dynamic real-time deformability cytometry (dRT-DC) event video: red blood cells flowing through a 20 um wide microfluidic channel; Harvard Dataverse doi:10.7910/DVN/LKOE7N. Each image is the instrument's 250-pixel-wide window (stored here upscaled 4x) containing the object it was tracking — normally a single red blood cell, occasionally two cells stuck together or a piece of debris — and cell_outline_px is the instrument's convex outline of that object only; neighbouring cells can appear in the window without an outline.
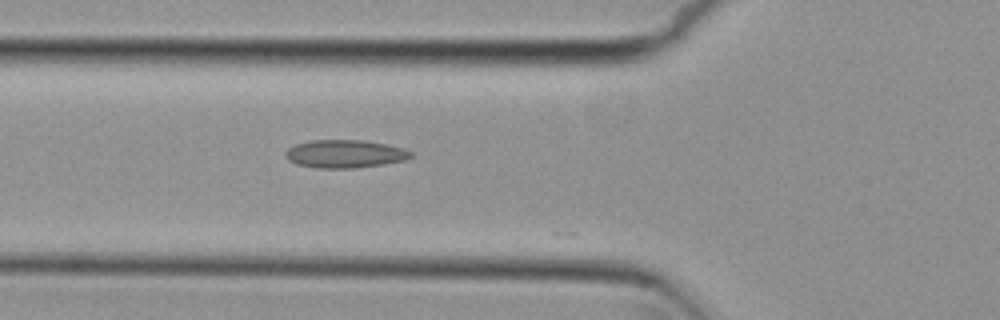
{"species": "common noctule bat (a hibernating species)", "species_latin": "Nyctalus noctula", "temperature_condition": "cold", "stored_images_in_passage": 51, "camera_frame_rate_fps": 3000, "um_per_image_px": 0.085, "animal": {"sex": "female", "body_mass_g": 29.2, "forearm_length_mm": 56.3}, "frame": {"image": 1, "passage_image": 20, "time_ms": 6.333, "image_size_px": [1000, 320], "cell_outline_px": [[412, 156], [404, 160], [384, 164], [356, 168], [320, 168], [296, 164], [288, 160], [284, 156], [284, 152], [288, 148], [296, 144], [308, 140], [364, 140], [404, 148], [412, 152]], "centroid_in_image_um": [29.28, 13.07], "position_along_channel_um": 96.5, "area_um2": 20.52}}
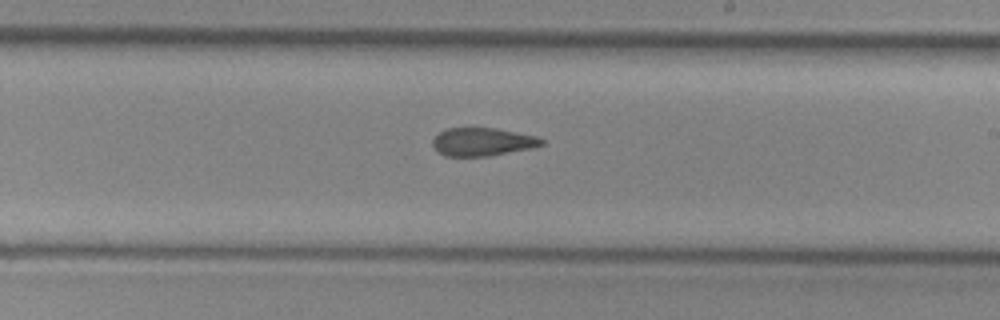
{"frame": {"image": 2, "passage_image": 32, "time_ms": 10.333, "image_size_px": [1000, 320], "cell_outline_px": [[544, 144], [532, 148], [488, 156], [444, 156], [432, 144], [432, 140], [440, 132], [448, 128], [496, 128], [536, 136], [544, 140]], "centroid_in_image_um": [41.03, 12.05], "position_along_channel_um": 248.0, "area_um2": 17.69}}
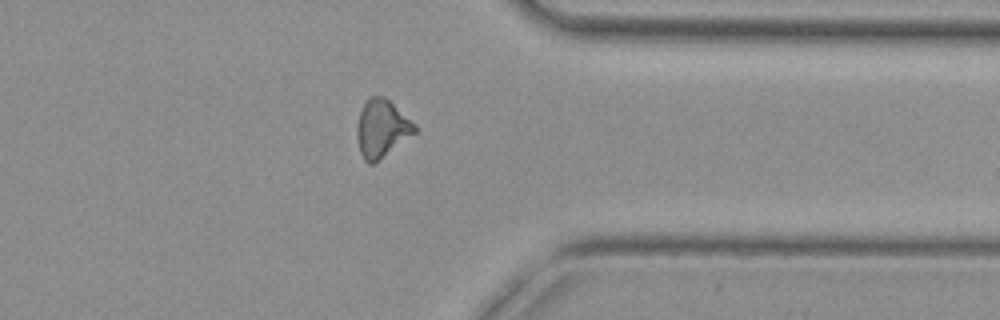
{"frame": {"image": 3, "passage_image": 43, "time_ms": 14.0, "image_size_px": [1000, 320], "cell_outline_px": [[416, 132], [372, 164], [368, 164], [364, 160], [360, 152], [356, 136], [356, 124], [360, 112], [364, 104], [372, 96], [384, 96], [416, 124]], "centroid_in_image_um": [32.42, 10.92], "position_along_channel_um": 379.0, "area_um2": 19.07}, "authors_computed_cell_mechanics": {"area_um2": 19.0162, "velocity_mm_per_s": 3.7786, "shape_relaxation_time_tau1_ms": 9.7975, "shape_relaxation_time_tau2_ms": 2.1076, "deformation_change_tau1": 0.1941, "deformation_change_tau2": 0.0869}}